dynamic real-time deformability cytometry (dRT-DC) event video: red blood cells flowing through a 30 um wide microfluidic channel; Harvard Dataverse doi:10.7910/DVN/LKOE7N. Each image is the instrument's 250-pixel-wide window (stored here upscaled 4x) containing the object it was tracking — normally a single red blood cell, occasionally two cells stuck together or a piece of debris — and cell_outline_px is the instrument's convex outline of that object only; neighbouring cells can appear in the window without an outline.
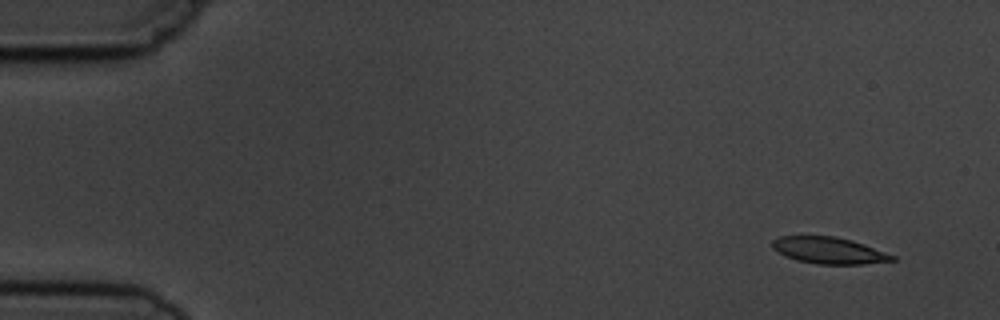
{"species": "common noctule bat (a hibernating species)", "species_latin": "Nyctalus noctula", "temperature_condition": "cold", "stored_images_in_passage": 10, "camera_frame_rate_fps": 3000, "um_per_image_px": 0.085, "animal": {"sex": "male", "body_mass_g": 19.5, "forearm_length_mm": 54.6}, "frame": {"image": 1, "passage_image": 1, "time_ms": 0.0, "image_size_px": [1000, 320], "cell_outline_px": [[896, 260], [864, 264], [816, 264], [796, 260], [784, 256], [776, 252], [772, 248], [772, 240], [780, 236], [836, 236], [852, 240], [864, 244], [896, 256]], "centroid_in_image_um": [70.43, 21.29], "position_along_channel_um": 14.6, "area_um2": 18.73}}
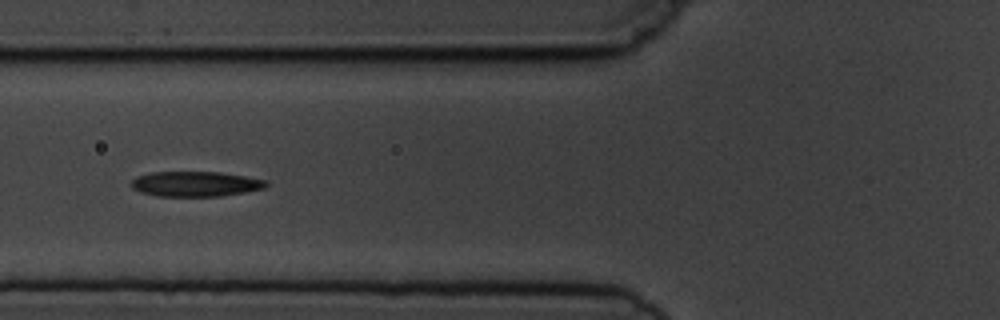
{"frame": {"image": 2, "passage_image": 6, "time_ms": 5.667, "image_size_px": [1000, 320], "cell_outline_px": [[268, 184], [264, 188], [244, 192], [220, 196], [156, 196], [140, 192], [132, 188], [128, 184], [136, 176], [152, 172], [220, 172], [244, 176], [264, 180]], "centroid_in_image_um": [16.54, 15.63], "position_along_channel_um": 109.3, "area_um2": 19.71}}
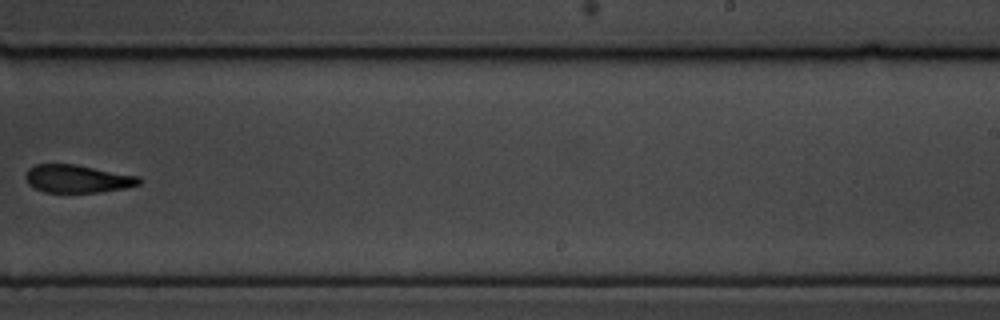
{"frame": {"image": 3, "passage_image": 10, "time_ms": 10.333, "image_size_px": [1000, 320], "cell_outline_px": [[140, 184], [128, 188], [100, 192], [44, 192], [28, 184], [24, 176], [28, 168], [36, 164], [76, 164], [140, 176]], "centroid_in_image_um": [6.59, 15.19], "position_along_channel_um": 282.4, "area_um2": 18.61}}